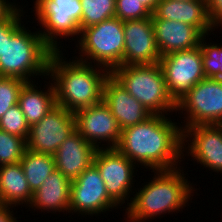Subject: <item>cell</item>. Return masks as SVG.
<instances>
[{"label":"cell","mask_w":222,"mask_h":222,"mask_svg":"<svg viewBox=\"0 0 222 222\" xmlns=\"http://www.w3.org/2000/svg\"><path fill=\"white\" fill-rule=\"evenodd\" d=\"M178 124L170 116L152 114L143 122L121 130L116 149L137 163L138 168L139 165L152 171L178 168L184 159L182 129Z\"/></svg>","instance_id":"1"},{"label":"cell","mask_w":222,"mask_h":222,"mask_svg":"<svg viewBox=\"0 0 222 222\" xmlns=\"http://www.w3.org/2000/svg\"><path fill=\"white\" fill-rule=\"evenodd\" d=\"M63 54L62 50L53 51L48 61L46 80L52 79L57 105L75 112L100 103L104 82L110 72L101 66L76 59L75 56L72 60L69 58V62L65 61L67 58Z\"/></svg>","instance_id":"2"},{"label":"cell","mask_w":222,"mask_h":222,"mask_svg":"<svg viewBox=\"0 0 222 222\" xmlns=\"http://www.w3.org/2000/svg\"><path fill=\"white\" fill-rule=\"evenodd\" d=\"M180 167L151 171L154 173L153 179L132 194L134 197L130 198L131 203L125 210V221L146 222L161 214L179 213L184 209L192 200L195 188L186 179L183 167Z\"/></svg>","instance_id":"3"},{"label":"cell","mask_w":222,"mask_h":222,"mask_svg":"<svg viewBox=\"0 0 222 222\" xmlns=\"http://www.w3.org/2000/svg\"><path fill=\"white\" fill-rule=\"evenodd\" d=\"M23 24L11 38H5L0 56V76L35 82V76H48V61L53 50L44 42L39 31L31 32ZM32 79V80H31Z\"/></svg>","instance_id":"4"},{"label":"cell","mask_w":222,"mask_h":222,"mask_svg":"<svg viewBox=\"0 0 222 222\" xmlns=\"http://www.w3.org/2000/svg\"><path fill=\"white\" fill-rule=\"evenodd\" d=\"M110 74L151 114L169 116L176 112L177 103L168 93L159 63L122 65Z\"/></svg>","instance_id":"5"},{"label":"cell","mask_w":222,"mask_h":222,"mask_svg":"<svg viewBox=\"0 0 222 222\" xmlns=\"http://www.w3.org/2000/svg\"><path fill=\"white\" fill-rule=\"evenodd\" d=\"M124 21L117 17L86 27L80 31L77 59L106 68L110 73L123 65ZM85 58V59H84Z\"/></svg>","instance_id":"6"},{"label":"cell","mask_w":222,"mask_h":222,"mask_svg":"<svg viewBox=\"0 0 222 222\" xmlns=\"http://www.w3.org/2000/svg\"><path fill=\"white\" fill-rule=\"evenodd\" d=\"M33 8L34 18L37 17L43 29L39 33L53 51L63 49L59 40L63 37L69 40V36H76L78 40L82 15L80 0H36Z\"/></svg>","instance_id":"7"},{"label":"cell","mask_w":222,"mask_h":222,"mask_svg":"<svg viewBox=\"0 0 222 222\" xmlns=\"http://www.w3.org/2000/svg\"><path fill=\"white\" fill-rule=\"evenodd\" d=\"M176 111L186 115L182 117H186V121L181 122L184 123L180 126L182 130L195 125L222 123V80L204 78L198 82L177 102Z\"/></svg>","instance_id":"8"},{"label":"cell","mask_w":222,"mask_h":222,"mask_svg":"<svg viewBox=\"0 0 222 222\" xmlns=\"http://www.w3.org/2000/svg\"><path fill=\"white\" fill-rule=\"evenodd\" d=\"M159 64L163 70L168 93L176 103L194 85L206 78L200 46L163 55Z\"/></svg>","instance_id":"9"},{"label":"cell","mask_w":222,"mask_h":222,"mask_svg":"<svg viewBox=\"0 0 222 222\" xmlns=\"http://www.w3.org/2000/svg\"><path fill=\"white\" fill-rule=\"evenodd\" d=\"M93 164L100 172L109 197L118 206H123L127 201L128 207L131 203L129 197L132 194L137 165L116 148L97 149Z\"/></svg>","instance_id":"10"},{"label":"cell","mask_w":222,"mask_h":222,"mask_svg":"<svg viewBox=\"0 0 222 222\" xmlns=\"http://www.w3.org/2000/svg\"><path fill=\"white\" fill-rule=\"evenodd\" d=\"M119 207L108 195L97 167L92 164L72 180L69 213L98 216ZM87 214V215H86Z\"/></svg>","instance_id":"11"},{"label":"cell","mask_w":222,"mask_h":222,"mask_svg":"<svg viewBox=\"0 0 222 222\" xmlns=\"http://www.w3.org/2000/svg\"><path fill=\"white\" fill-rule=\"evenodd\" d=\"M75 131L74 112L56 105L38 123L30 126L27 149L54 155L63 141Z\"/></svg>","instance_id":"12"},{"label":"cell","mask_w":222,"mask_h":222,"mask_svg":"<svg viewBox=\"0 0 222 222\" xmlns=\"http://www.w3.org/2000/svg\"><path fill=\"white\" fill-rule=\"evenodd\" d=\"M184 152L209 171L222 173L221 126L212 124L185 127L182 130V156L185 157Z\"/></svg>","instance_id":"13"},{"label":"cell","mask_w":222,"mask_h":222,"mask_svg":"<svg viewBox=\"0 0 222 222\" xmlns=\"http://www.w3.org/2000/svg\"><path fill=\"white\" fill-rule=\"evenodd\" d=\"M76 130L97 149L116 148L121 129L109 107L101 101L74 112ZM103 141V142H102ZM107 144H102V143Z\"/></svg>","instance_id":"14"},{"label":"cell","mask_w":222,"mask_h":222,"mask_svg":"<svg viewBox=\"0 0 222 222\" xmlns=\"http://www.w3.org/2000/svg\"><path fill=\"white\" fill-rule=\"evenodd\" d=\"M123 65L159 63L158 49L153 23L150 18L124 21Z\"/></svg>","instance_id":"15"},{"label":"cell","mask_w":222,"mask_h":222,"mask_svg":"<svg viewBox=\"0 0 222 222\" xmlns=\"http://www.w3.org/2000/svg\"><path fill=\"white\" fill-rule=\"evenodd\" d=\"M102 101L109 107L121 130L152 115L111 74L104 82Z\"/></svg>","instance_id":"16"},{"label":"cell","mask_w":222,"mask_h":222,"mask_svg":"<svg viewBox=\"0 0 222 222\" xmlns=\"http://www.w3.org/2000/svg\"><path fill=\"white\" fill-rule=\"evenodd\" d=\"M96 151L97 148L76 130L54 154L56 169L68 179L74 180L93 164Z\"/></svg>","instance_id":"17"},{"label":"cell","mask_w":222,"mask_h":222,"mask_svg":"<svg viewBox=\"0 0 222 222\" xmlns=\"http://www.w3.org/2000/svg\"><path fill=\"white\" fill-rule=\"evenodd\" d=\"M151 19L174 20L190 24L203 35H210L215 31L210 24L206 0H160Z\"/></svg>","instance_id":"18"},{"label":"cell","mask_w":222,"mask_h":222,"mask_svg":"<svg viewBox=\"0 0 222 222\" xmlns=\"http://www.w3.org/2000/svg\"><path fill=\"white\" fill-rule=\"evenodd\" d=\"M160 55L199 46L204 36L196 27L174 20L151 19Z\"/></svg>","instance_id":"19"},{"label":"cell","mask_w":222,"mask_h":222,"mask_svg":"<svg viewBox=\"0 0 222 222\" xmlns=\"http://www.w3.org/2000/svg\"><path fill=\"white\" fill-rule=\"evenodd\" d=\"M71 184L72 180L55 169L33 193L28 207L47 213H69Z\"/></svg>","instance_id":"20"},{"label":"cell","mask_w":222,"mask_h":222,"mask_svg":"<svg viewBox=\"0 0 222 222\" xmlns=\"http://www.w3.org/2000/svg\"><path fill=\"white\" fill-rule=\"evenodd\" d=\"M34 82H26L19 92L18 104L29 126L38 123L56 103V92L51 80L48 89L41 90ZM40 88V89H38Z\"/></svg>","instance_id":"21"},{"label":"cell","mask_w":222,"mask_h":222,"mask_svg":"<svg viewBox=\"0 0 222 222\" xmlns=\"http://www.w3.org/2000/svg\"><path fill=\"white\" fill-rule=\"evenodd\" d=\"M32 196L20 162L0 165V205L27 207Z\"/></svg>","instance_id":"22"},{"label":"cell","mask_w":222,"mask_h":222,"mask_svg":"<svg viewBox=\"0 0 222 222\" xmlns=\"http://www.w3.org/2000/svg\"><path fill=\"white\" fill-rule=\"evenodd\" d=\"M20 164L32 193L56 169L54 155L36 153L28 149L25 150Z\"/></svg>","instance_id":"23"},{"label":"cell","mask_w":222,"mask_h":222,"mask_svg":"<svg viewBox=\"0 0 222 222\" xmlns=\"http://www.w3.org/2000/svg\"><path fill=\"white\" fill-rule=\"evenodd\" d=\"M82 15L80 31L101 23L103 20L115 17V0H80Z\"/></svg>","instance_id":"24"},{"label":"cell","mask_w":222,"mask_h":222,"mask_svg":"<svg viewBox=\"0 0 222 222\" xmlns=\"http://www.w3.org/2000/svg\"><path fill=\"white\" fill-rule=\"evenodd\" d=\"M204 35L200 40L202 51V65L206 78L222 80V45L208 42ZM210 43V44H209Z\"/></svg>","instance_id":"25"},{"label":"cell","mask_w":222,"mask_h":222,"mask_svg":"<svg viewBox=\"0 0 222 222\" xmlns=\"http://www.w3.org/2000/svg\"><path fill=\"white\" fill-rule=\"evenodd\" d=\"M26 149L24 138L0 130V165L20 162Z\"/></svg>","instance_id":"26"},{"label":"cell","mask_w":222,"mask_h":222,"mask_svg":"<svg viewBox=\"0 0 222 222\" xmlns=\"http://www.w3.org/2000/svg\"><path fill=\"white\" fill-rule=\"evenodd\" d=\"M30 126L19 104L13 105L0 119V130L28 138Z\"/></svg>","instance_id":"27"},{"label":"cell","mask_w":222,"mask_h":222,"mask_svg":"<svg viewBox=\"0 0 222 222\" xmlns=\"http://www.w3.org/2000/svg\"><path fill=\"white\" fill-rule=\"evenodd\" d=\"M26 82L20 78L0 76V119L15 104Z\"/></svg>","instance_id":"28"},{"label":"cell","mask_w":222,"mask_h":222,"mask_svg":"<svg viewBox=\"0 0 222 222\" xmlns=\"http://www.w3.org/2000/svg\"><path fill=\"white\" fill-rule=\"evenodd\" d=\"M152 13L139 0H115V17L121 21L150 18Z\"/></svg>","instance_id":"29"},{"label":"cell","mask_w":222,"mask_h":222,"mask_svg":"<svg viewBox=\"0 0 222 222\" xmlns=\"http://www.w3.org/2000/svg\"><path fill=\"white\" fill-rule=\"evenodd\" d=\"M25 10L20 6L7 20L0 22V56L3 55L5 48V38L11 36L23 25Z\"/></svg>","instance_id":"30"},{"label":"cell","mask_w":222,"mask_h":222,"mask_svg":"<svg viewBox=\"0 0 222 222\" xmlns=\"http://www.w3.org/2000/svg\"><path fill=\"white\" fill-rule=\"evenodd\" d=\"M206 6L213 29L222 27V0H206Z\"/></svg>","instance_id":"31"},{"label":"cell","mask_w":222,"mask_h":222,"mask_svg":"<svg viewBox=\"0 0 222 222\" xmlns=\"http://www.w3.org/2000/svg\"><path fill=\"white\" fill-rule=\"evenodd\" d=\"M9 0H0V22L7 20L20 6L16 2Z\"/></svg>","instance_id":"32"},{"label":"cell","mask_w":222,"mask_h":222,"mask_svg":"<svg viewBox=\"0 0 222 222\" xmlns=\"http://www.w3.org/2000/svg\"><path fill=\"white\" fill-rule=\"evenodd\" d=\"M11 206L0 205V222H18ZM12 210V211H11Z\"/></svg>","instance_id":"33"},{"label":"cell","mask_w":222,"mask_h":222,"mask_svg":"<svg viewBox=\"0 0 222 222\" xmlns=\"http://www.w3.org/2000/svg\"><path fill=\"white\" fill-rule=\"evenodd\" d=\"M142 2V4L151 12L153 13L158 2L160 0H139Z\"/></svg>","instance_id":"34"}]
</instances>
